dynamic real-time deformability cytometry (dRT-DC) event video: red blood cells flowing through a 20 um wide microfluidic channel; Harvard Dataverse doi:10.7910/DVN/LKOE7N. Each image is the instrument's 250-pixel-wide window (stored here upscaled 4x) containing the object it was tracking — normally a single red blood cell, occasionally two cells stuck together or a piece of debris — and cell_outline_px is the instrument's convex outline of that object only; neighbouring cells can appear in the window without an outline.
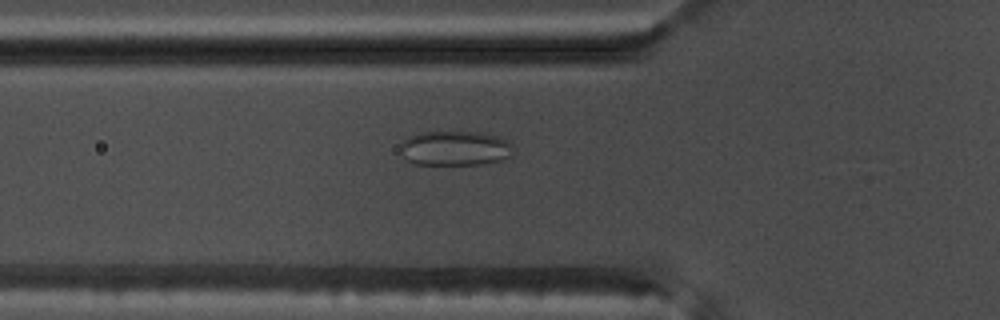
{"species": "common noctule bat (a hibernating species)", "species_latin": "Nyctalus noctula", "temperature_condition": "warm", "stored_images_in_passage": 43, "camera_frame_rate_fps": 3000, "um_per_image_px": 0.085, "animal": {"sex": "male", "body_mass_g": 17.5, "forearm_length_mm": 52.3}, "frame": {"image": 1, "passage_image": 8, "time_ms": 2.333, "image_size_px": [1000, 320], "cell_outline_px": [[512, 156], [500, 160], [480, 164], [416, 164], [408, 160], [400, 152], [400, 144], [404, 140], [420, 132], [480, 132], [500, 136], [508, 140], [512, 144]], "centroid_in_image_um": [38.71, 12.59], "position_along_channel_um": 87.1, "area_um2": 22.83}}
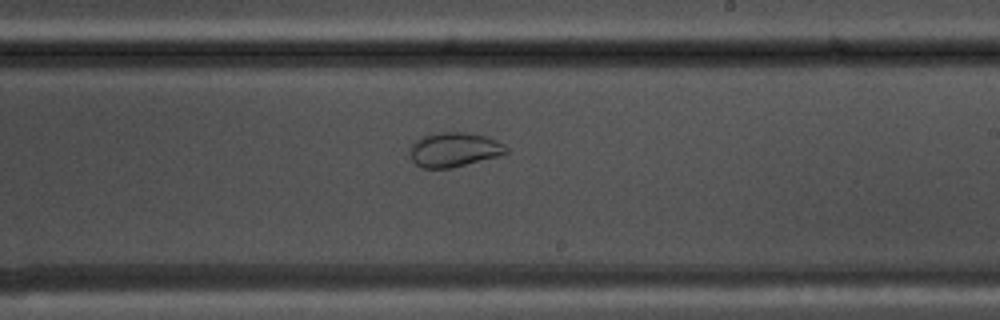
{"frame": {"image": 2, "passage_image": 21, "time_ms": 6.667, "image_size_px": [1000, 320], "cell_outline_px": [[508, 152], [500, 156], [452, 168], [420, 168], [412, 160], [412, 144], [416, 140], [432, 132], [464, 132], [484, 136], [496, 140], [504, 144], [508, 148]], "centroid_in_image_um": [38.63, 12.72], "position_along_channel_um": 250.4, "area_um2": 19.31}}
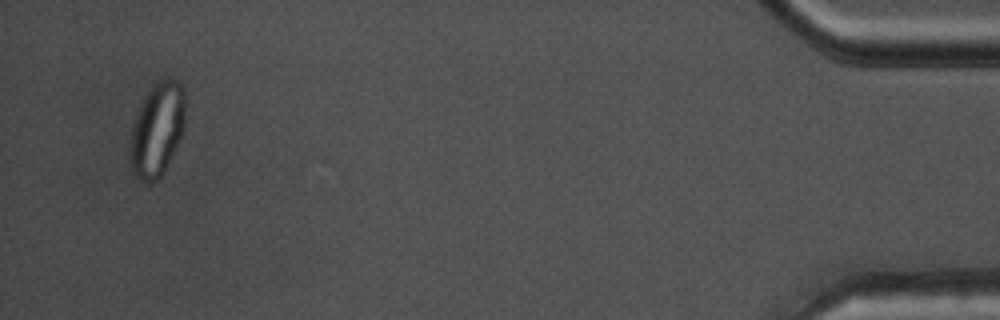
{"frame": {"image": 3, "passage_image": 41, "time_ms": 13.333, "image_size_px": [1000, 320], "cell_outline_px": [[184, 132], [164, 172], [152, 184], [148, 184], [140, 180], [132, 172], [132, 124], [136, 112], [144, 96], [160, 80], [168, 76], [176, 80], [180, 84], [184, 92]], "centroid_in_image_um": [13.38, 11.01], "position_along_channel_um": 421.8, "area_um2": 29.88}}